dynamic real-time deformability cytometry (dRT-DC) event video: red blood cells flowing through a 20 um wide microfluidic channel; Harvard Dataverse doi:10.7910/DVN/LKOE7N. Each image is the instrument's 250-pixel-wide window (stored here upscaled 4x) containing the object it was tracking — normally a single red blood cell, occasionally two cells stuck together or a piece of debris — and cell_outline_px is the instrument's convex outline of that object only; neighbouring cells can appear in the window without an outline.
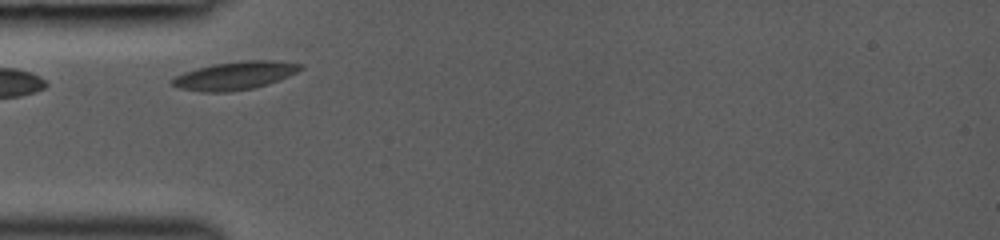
{"species": "common noctule bat (a hibernating species)", "species_latin": "Nyctalus noctula", "temperature_condition": "room temperature", "stored_images_in_passage": 24, "camera_frame_rate_fps": 3000, "um_per_image_px": 0.085, "animal": {"sex": "female", "body_mass_g": 19.0, "forearm_length_mm": 53.3}, "frame": {"image": 1, "passage_image": 1, "time_ms": 0.0, "image_size_px": [1000, 240], "cell_outline_px": [[304, 68], [288, 76], [268, 84], [252, 88], [228, 92], [200, 92], [180, 88], [172, 84], [168, 80], [184, 72], [196, 68], [212, 64], [244, 60], [272, 60], [304, 64]], "centroid_in_image_um": [19.96, 6.42], "position_along_channel_um": 65.0, "area_um2": 21.1}}
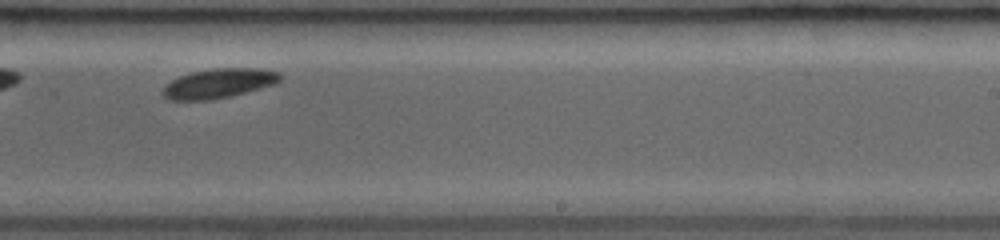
{"frame": {"image": 2, "passage_image": 15, "time_ms": 5.0, "image_size_px": [1000, 240], "cell_outline_px": [[280, 80], [272, 84], [260, 88], [228, 96], [208, 100], [168, 100], [160, 92], [172, 80], [180, 76], [192, 72], [212, 68], [260, 68], [280, 72]], "centroid_in_image_um": [18.57, 7.08], "position_along_channel_um": 270.4, "area_um2": 19.88}}
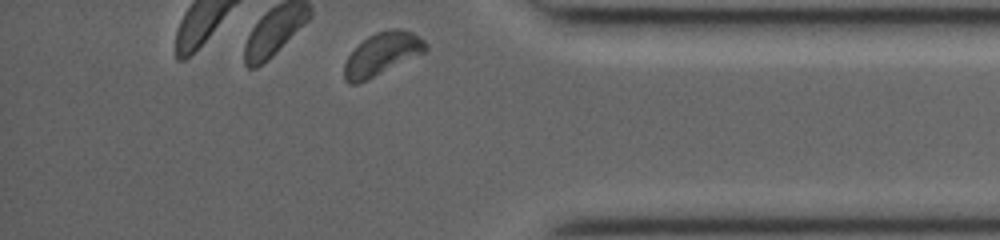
{"frame": {"image": 3, "passage_image": 24, "time_ms": 8.333, "image_size_px": [1000, 240], "cell_outline_px": [[428, 48], [424, 52], [368, 80], [356, 84], [348, 84], [344, 80], [344, 64], [348, 56], [368, 36], [376, 32], [392, 28], [400, 28], [412, 32], [424, 40], [428, 44]], "centroid_in_image_um": [32.47, 4.59], "position_along_channel_um": 402.7, "area_um2": 20.11}}